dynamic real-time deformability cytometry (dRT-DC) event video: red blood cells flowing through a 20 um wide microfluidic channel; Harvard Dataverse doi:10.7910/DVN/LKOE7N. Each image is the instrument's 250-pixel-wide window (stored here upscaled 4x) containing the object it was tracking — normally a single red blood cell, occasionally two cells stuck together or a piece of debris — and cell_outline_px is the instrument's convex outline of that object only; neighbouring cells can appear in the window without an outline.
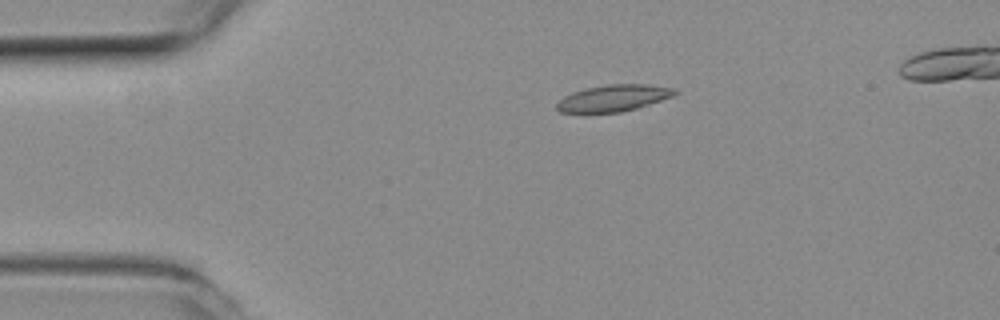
{"species": "common noctule bat (a hibernating species)", "species_latin": "Nyctalus noctula", "temperature_condition": "room temperature", "stored_images_in_passage": 41, "camera_frame_rate_fps": 3000, "um_per_image_px": 0.085, "animal": {"sex": "female", "body_mass_g": 19.3, "forearm_length_mm": 54.1}, "frame": {"image": 1, "passage_image": 1, "time_ms": 0.0, "image_size_px": [1000, 320], "cell_outline_px": [[680, 92], [672, 96], [636, 108], [620, 112], [560, 112], [556, 108], [556, 104], [564, 96], [572, 92], [584, 88], [608, 84], [648, 84], [676, 88]], "centroid_in_image_um": [52.16, 8.32], "position_along_channel_um": 32.8, "area_um2": 18.21}}
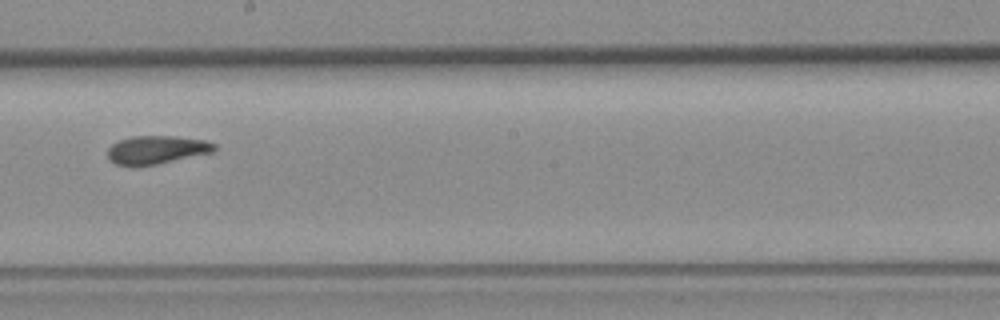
{"frame": {"image": 2, "passage_image": 20, "time_ms": 6.333, "image_size_px": [1000, 320], "cell_outline_px": [[216, 152], [156, 164], [116, 164], [108, 160], [108, 148], [112, 144], [120, 140], [132, 136], [176, 136], [204, 140], [216, 144]], "centroid_in_image_um": [13.36, 12.71], "position_along_channel_um": 234.8, "area_um2": 17.4}}
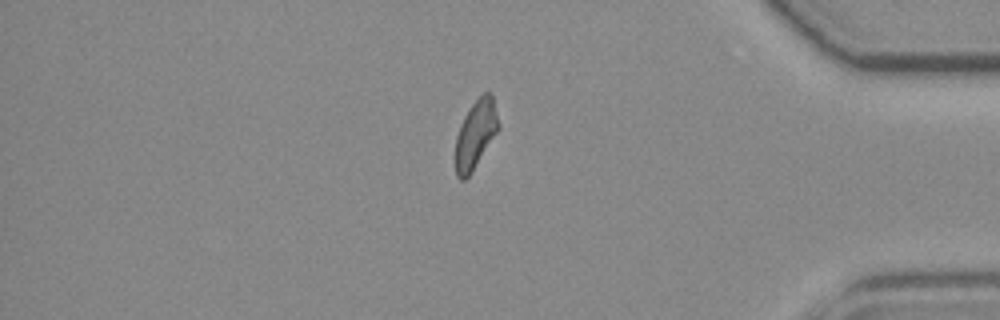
{"frame": {"image": 3, "passage_image": 35, "time_ms": 11.333, "image_size_px": [1000, 320], "cell_outline_px": [[500, 128], [472, 172], [464, 180], [460, 180], [456, 176], [456, 136], [460, 124], [468, 108], [484, 92], [488, 92], [492, 96], [500, 124]], "centroid_in_image_um": [40.43, 11.42], "position_along_channel_um": 394.8, "area_um2": 17.11}}